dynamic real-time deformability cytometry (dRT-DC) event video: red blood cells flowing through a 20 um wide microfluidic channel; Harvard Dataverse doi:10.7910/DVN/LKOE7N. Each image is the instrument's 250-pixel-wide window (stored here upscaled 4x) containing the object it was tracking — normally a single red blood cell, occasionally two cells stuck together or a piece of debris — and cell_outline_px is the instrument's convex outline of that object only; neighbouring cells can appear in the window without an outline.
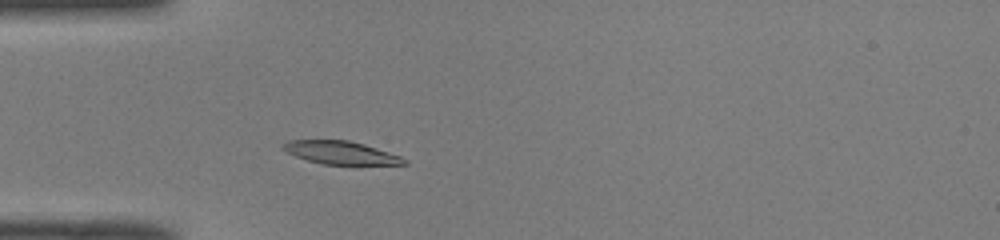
{"species": "common noctule bat (a hibernating species)", "species_latin": "Nyctalus noctula", "temperature_condition": "room temperature", "stored_images_in_passage": 38, "camera_frame_rate_fps": 3000, "um_per_image_px": 0.085, "animal": {"sex": "male", "body_mass_g": 19.0, "forearm_length_mm": 50.8}, "frame": {"image": 1, "passage_image": 3, "time_ms": 0.667, "image_size_px": [1000, 240], "cell_outline_px": [[408, 164], [352, 168], [324, 164], [308, 160], [296, 156], [280, 148], [280, 144], [288, 140], [348, 140], [364, 144], [400, 156], [408, 160]], "centroid_in_image_um": [29.05, 13.04], "position_along_channel_um": 55.9, "area_um2": 17.28}}
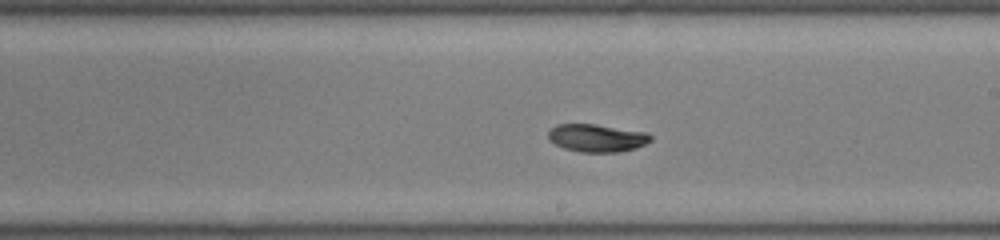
{"frame": {"image": 2, "passage_image": 17, "time_ms": 5.333, "image_size_px": [1000, 240], "cell_outline_px": [[652, 140], [636, 148], [620, 152], [580, 152], [564, 148], [548, 140], [548, 132], [556, 124], [596, 124], [648, 132], [652, 136]], "centroid_in_image_um": [50.75, 11.72], "position_along_channel_um": 238.3, "area_um2": 16.7}}
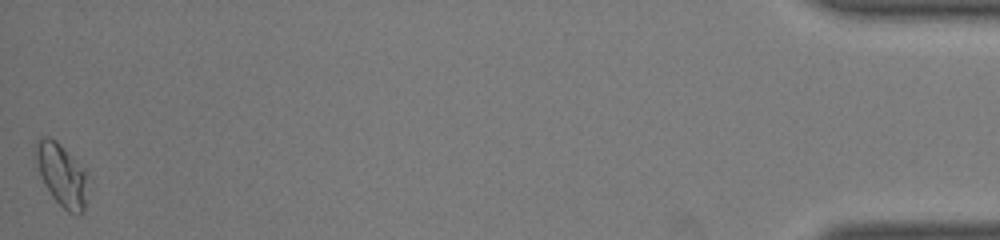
{"frame": {"image": 3, "passage_image": 38, "time_ms": 12.333, "image_size_px": [1000, 240], "cell_outline_px": [[88, 176], [84, 212], [68, 212], [52, 196], [40, 176], [36, 160], [36, 144], [40, 136], [48, 136], [56, 140], [60, 144]], "centroid_in_image_um": [5.23, 14.85], "position_along_channel_um": 430.0, "area_um2": 18.32}, "authors_computed_cell_mechanics": {"area_um2": 16.8776, "velocity_mm_per_s": 4.0492, "shape_relaxation_time_tau1_ms": 3.4964, "shape_relaxation_time_tau2_ms": 3.4575, "deformation_change_tau1": 0.1191, "deformation_change_tau2": 0.0481}}